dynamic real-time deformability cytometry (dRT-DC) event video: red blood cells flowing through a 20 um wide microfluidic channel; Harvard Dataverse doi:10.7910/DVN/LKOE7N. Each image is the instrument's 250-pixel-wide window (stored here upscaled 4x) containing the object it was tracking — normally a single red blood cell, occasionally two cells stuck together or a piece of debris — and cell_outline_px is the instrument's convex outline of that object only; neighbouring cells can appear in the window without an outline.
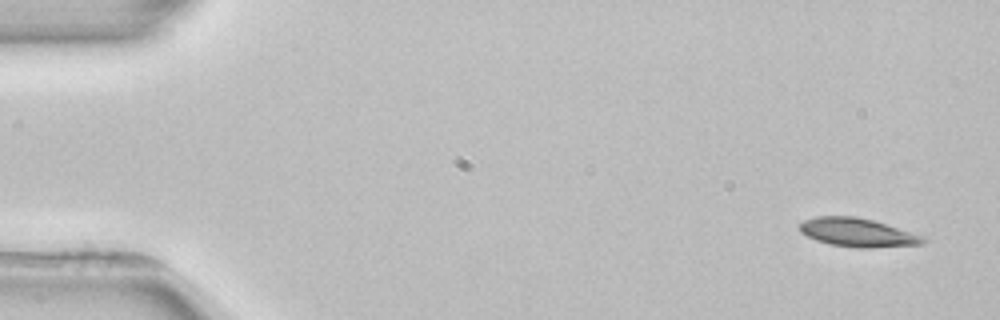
{"species": "common noctule bat (a hibernating species)", "species_latin": "Nyctalus noctula", "temperature_condition": "room temperature", "stored_images_in_passage": 3, "camera_frame_rate_fps": 3000, "um_per_image_px": 0.085, "animal": {"sex": "female", "body_mass_g": 22.7, "forearm_length_mm": 54.2}, "frame": {"image": 1, "passage_image": 1, "time_ms": 0.0, "image_size_px": [1000, 320], "cell_outline_px": [[928, 240], [924, 244], [868, 248], [860, 248], [828, 244], [816, 240], [800, 232], [800, 224], [804, 220], [816, 216], [856, 216], [872, 220], [924, 236]], "centroid_in_image_um": [72.9, 19.77], "position_along_channel_um": 12.1, "area_um2": 20.52}}
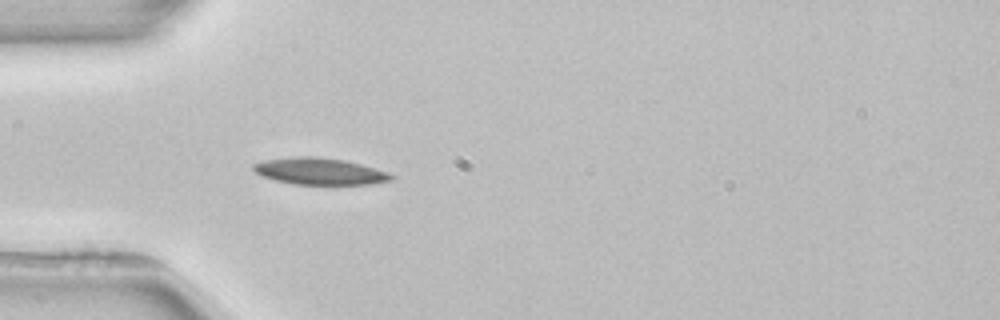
{"frame": {"image": 2, "passage_image": 3, "time_ms": 4.333, "image_size_px": [1000, 320], "cell_outline_px": [[396, 180], [372, 184], [292, 184], [260, 176], [252, 168], [252, 164], [264, 160], [292, 156], [316, 156], [344, 160], [360, 164], [388, 172], [396, 176]], "centroid_in_image_um": [27.18, 14.56], "position_along_channel_um": 57.8, "area_um2": 21.68}}